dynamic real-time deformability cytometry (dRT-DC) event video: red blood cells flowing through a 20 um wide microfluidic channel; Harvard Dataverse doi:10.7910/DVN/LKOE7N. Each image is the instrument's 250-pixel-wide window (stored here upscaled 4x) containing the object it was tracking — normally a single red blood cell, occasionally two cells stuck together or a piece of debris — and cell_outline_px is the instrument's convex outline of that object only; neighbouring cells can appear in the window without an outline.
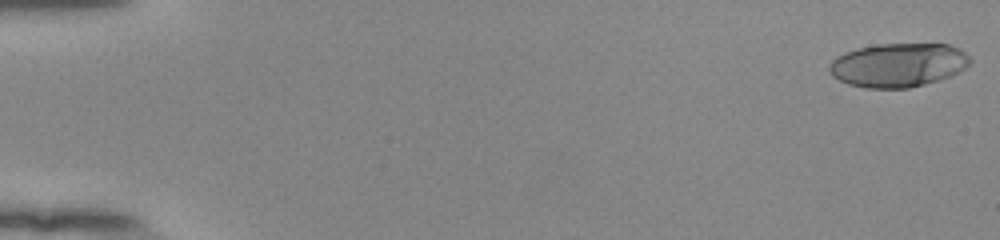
{"species": "human", "species_latin": "Homo sapiens", "temperature_condition": "room temperature", "stored_images_in_passage": 17, "camera_frame_rate_fps": 3000, "um_per_image_px": 0.085, "donor": {"sex": "female"}, "frame": {"image": 1, "passage_image": 1, "time_ms": 0.0, "image_size_px": [1000, 240], "cell_outline_px": [[972, 60], [960, 72], [952, 76], [924, 84], [908, 88], [868, 88], [848, 84], [832, 76], [828, 72], [828, 64], [836, 56], [844, 52], [856, 48], [880, 44], [948, 44], [960, 48]], "centroid_in_image_um": [76.32, 5.52], "position_along_channel_um": 8.7, "area_um2": 36.18}}
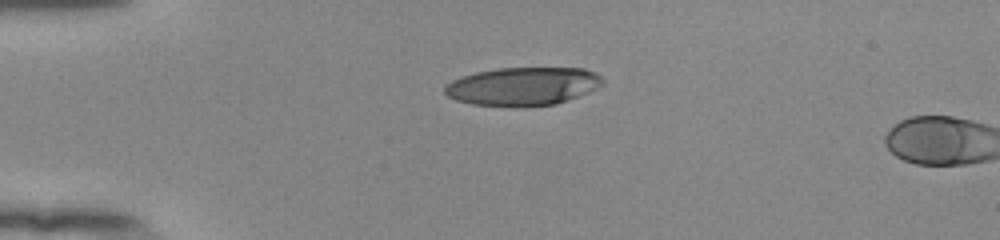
{"frame": {"image": 2, "passage_image": 14, "time_ms": 4.333, "image_size_px": [1000, 240], "cell_outline_px": [[604, 84], [588, 92], [556, 104], [516, 108], [512, 108], [472, 104], [456, 100], [448, 96], [444, 92], [444, 84], [452, 80], [476, 72], [496, 68], [584, 68], [600, 76], [604, 80]], "centroid_in_image_um": [44.41, 7.35], "position_along_channel_um": 40.6, "area_um2": 35.55}}